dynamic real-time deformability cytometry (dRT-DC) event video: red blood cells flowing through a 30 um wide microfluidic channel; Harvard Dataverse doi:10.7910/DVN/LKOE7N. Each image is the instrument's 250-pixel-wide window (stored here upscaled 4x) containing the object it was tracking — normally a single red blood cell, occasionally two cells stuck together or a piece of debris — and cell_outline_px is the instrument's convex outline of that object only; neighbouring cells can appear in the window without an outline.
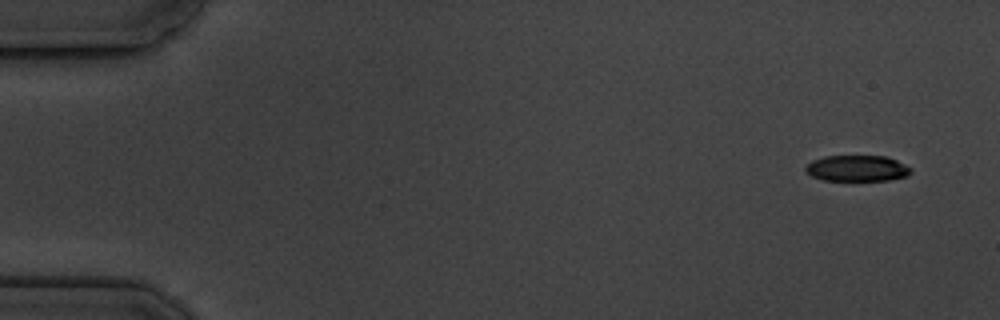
{"species": "common noctule bat (a hibernating species)", "species_latin": "Nyctalus noctula", "temperature_condition": "cold", "stored_images_in_passage": 6, "camera_frame_rate_fps": 3000, "um_per_image_px": 0.085, "animal": {"sex": "male", "body_mass_g": 19.5, "forearm_length_mm": 54.6}, "frame": {"image": 1, "passage_image": 1, "time_ms": 0.0, "image_size_px": [1000, 320], "cell_outline_px": [[912, 172], [908, 176], [888, 180], [824, 180], [812, 176], [804, 172], [804, 168], [812, 160], [824, 156], [884, 156], [896, 160], [912, 168]], "centroid_in_image_um": [72.85, 14.31], "position_along_channel_um": 12.2, "area_um2": 16.01}}
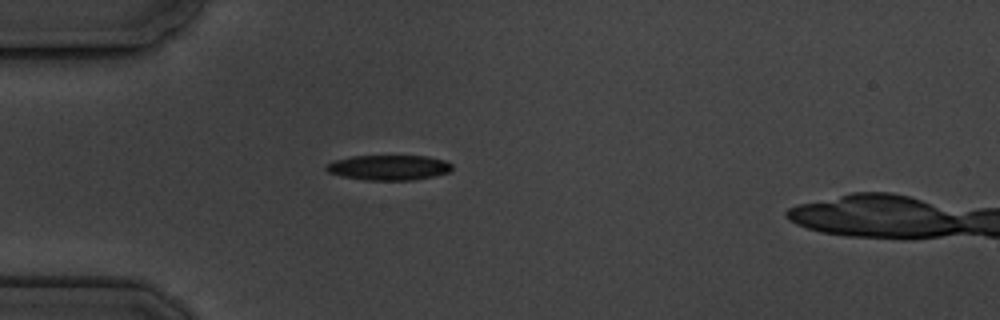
{"frame": {"image": 2, "passage_image": 5, "time_ms": 4.333, "image_size_px": [1000, 320], "cell_outline_px": [[452, 168], [448, 172], [432, 176], [412, 180], [364, 180], [344, 176], [328, 172], [324, 168], [328, 164], [336, 160], [352, 156], [428, 156], [444, 160], [452, 164]], "centroid_in_image_um": [33.05, 14.24], "position_along_channel_um": 51.9, "area_um2": 18.21}}